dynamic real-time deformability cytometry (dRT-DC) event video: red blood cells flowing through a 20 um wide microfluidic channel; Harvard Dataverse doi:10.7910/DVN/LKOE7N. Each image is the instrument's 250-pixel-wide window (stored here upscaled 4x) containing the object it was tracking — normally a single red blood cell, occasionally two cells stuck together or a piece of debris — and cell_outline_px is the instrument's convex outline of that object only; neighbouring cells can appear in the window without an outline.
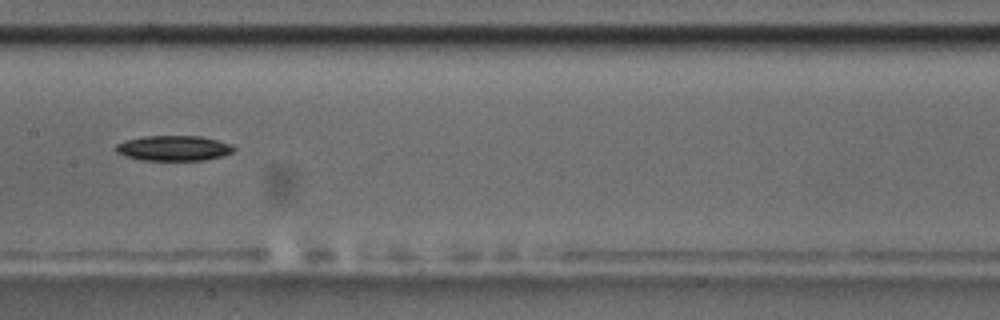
{"species": "common noctule bat (a hibernating species)", "species_latin": "Nyctalus noctula", "temperature_condition": "room temperature", "stored_images_in_passage": 38, "camera_frame_rate_fps": 3000, "um_per_image_px": 0.085, "animal": {"sex": "male", "body_mass_g": 17.5, "forearm_length_mm": 52.3}, "frame": {"image": 1, "passage_image": 12, "time_ms": 3.667, "image_size_px": [1000, 320], "cell_outline_px": [[236, 148], [232, 152], [220, 156], [204, 160], [140, 160], [124, 156], [116, 152], [112, 148], [116, 144], [124, 140], [144, 136], [200, 136], [232, 144]], "centroid_in_image_um": [14.69, 12.59], "position_along_channel_um": 192.7, "area_um2": 17.46}}
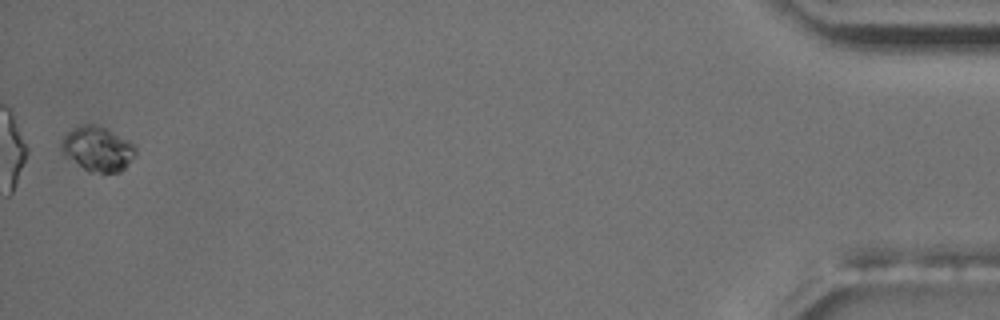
{"frame": {"image": 2, "passage_image": 38, "time_ms": 12.333, "image_size_px": [1000, 320], "cell_outline_px": [[136, 152], [128, 164], [120, 172], [88, 172], [68, 156], [60, 148], [60, 140], [76, 124], [96, 124], [108, 128], [128, 140], [136, 148]], "centroid_in_image_um": [8.29, 12.61], "position_along_channel_um": 426.9, "area_um2": 19.31}, "authors_computed_cell_mechanics": {"area_um2": 17.2533, "velocity_mm_per_s": 3.7223, "shape_relaxation_time_tau1_ms": 2.2871, "shape_relaxation_time_tau2_ms": null, "deformation_change_tau1": 0.0582, "deformation_change_tau2": null}}